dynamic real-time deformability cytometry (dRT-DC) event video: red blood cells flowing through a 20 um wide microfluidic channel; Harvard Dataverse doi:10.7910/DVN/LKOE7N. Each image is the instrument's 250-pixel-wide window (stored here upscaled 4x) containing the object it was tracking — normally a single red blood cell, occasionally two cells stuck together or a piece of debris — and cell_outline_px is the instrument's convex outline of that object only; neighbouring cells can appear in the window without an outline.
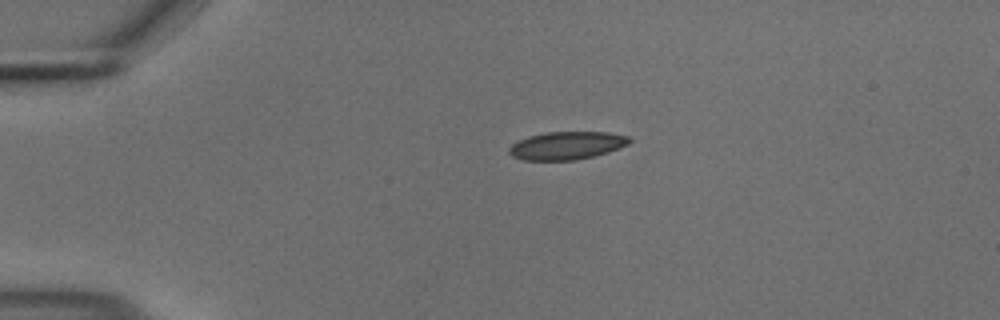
{"species": "common noctule bat (a hibernating species)", "species_latin": "Nyctalus noctula", "temperature_condition": "cold", "stored_images_in_passage": 43, "camera_frame_rate_fps": 3000, "um_per_image_px": 0.085, "animal": {"sex": "male", "body_mass_g": 18.8}, "frame": {"image": 1, "passage_image": 1, "time_ms": 0.0, "image_size_px": [1000, 320], "cell_outline_px": [[632, 140], [628, 144], [620, 148], [608, 152], [576, 160], [524, 160], [512, 156], [508, 152], [508, 148], [512, 144], [528, 136], [548, 132], [608, 132], [628, 136]], "centroid_in_image_um": [48.18, 12.37], "position_along_channel_um": 36.8, "area_um2": 19.54}}
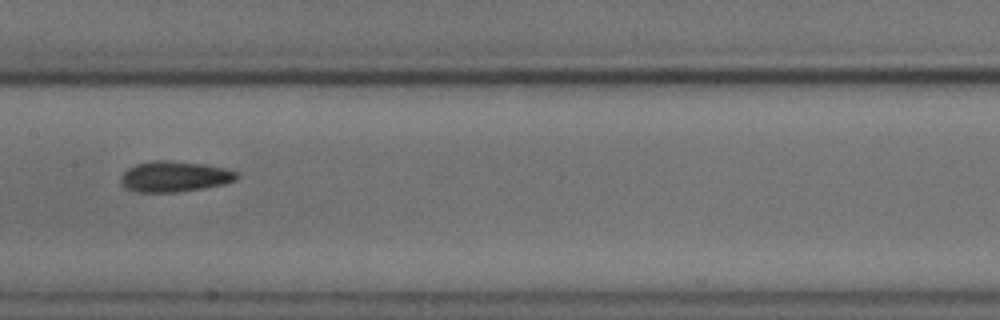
{"frame": {"image": 2, "passage_image": 17, "time_ms": 5.333, "image_size_px": [1000, 320], "cell_outline_px": [[240, 176], [236, 180], [224, 184], [204, 188], [176, 192], [136, 192], [124, 188], [120, 184], [120, 176], [128, 168], [136, 164], [152, 160], [168, 160], [204, 164], [224, 168], [240, 172]], "centroid_in_image_um": [14.83, 15.0], "position_along_channel_um": 192.6, "area_um2": 21.04}}
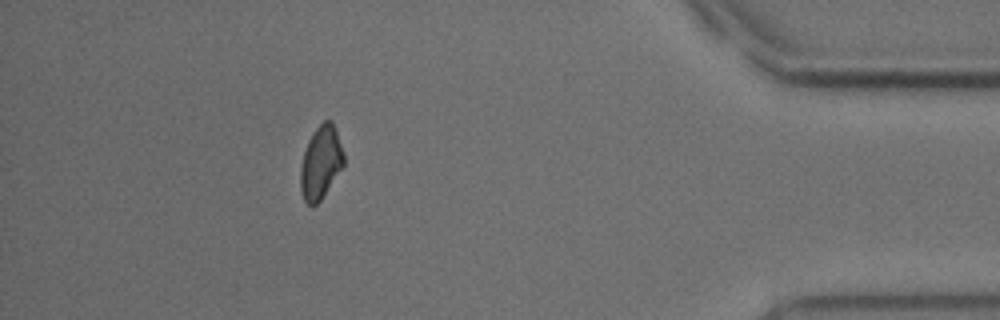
{"frame": {"image": 3, "passage_image": 38, "time_ms": 12.333, "image_size_px": [1000, 320], "cell_outline_px": [[344, 164], [320, 200], [312, 208], [304, 200], [300, 188], [300, 168], [304, 152], [308, 140], [312, 132], [324, 120], [332, 120], [336, 128], [344, 152]], "centroid_in_image_um": [27.26, 13.78], "position_along_channel_um": 407.9, "area_um2": 18.44}, "authors_computed_cell_mechanics": {"area_um2": 19.3052, "velocity_mm_per_s": 3.7101, "shape_relaxation_time_tau1_ms": 7.1281, "shape_relaxation_time_tau2_ms": 2.9755, "deformation_change_tau1": 0.1403, "deformation_change_tau2": 0.0847}}